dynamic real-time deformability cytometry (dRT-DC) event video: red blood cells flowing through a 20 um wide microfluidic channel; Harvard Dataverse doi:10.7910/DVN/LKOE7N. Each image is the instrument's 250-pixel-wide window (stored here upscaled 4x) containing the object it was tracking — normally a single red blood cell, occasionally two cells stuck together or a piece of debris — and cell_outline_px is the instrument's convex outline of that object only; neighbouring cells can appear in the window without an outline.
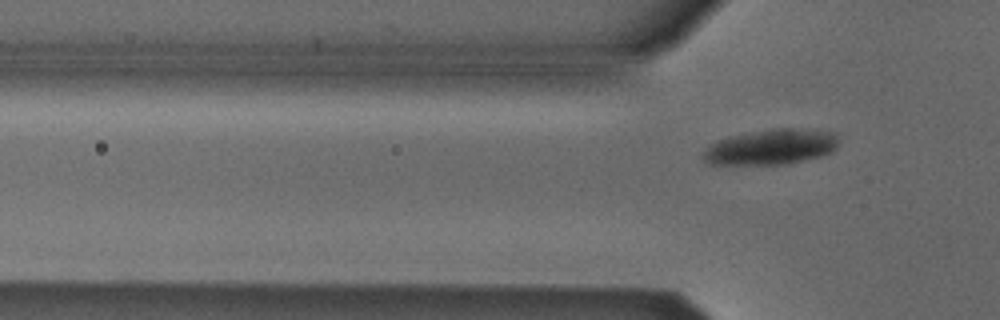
{"species": "Egyptian fruit bat (a non-hibernating species)", "species_latin": "Rousettus aegyptiacus", "temperature_condition": "cold", "stored_images_in_passage": 6, "camera_frame_rate_fps": 3000, "um_per_image_px": 0.085, "animal": {"sex": "male"}, "frame": {"image": 1, "passage_image": 6, "time_ms": 1.667, "image_size_px": [1000, 320], "cell_outline_px": [[836, 148], [832, 152], [820, 156], [788, 164], [708, 164], [700, 156], [704, 148], [708, 144], [716, 140], [728, 136], [772, 128], [808, 128], [836, 132]], "centroid_in_image_um": [65.5, 12.47], "position_along_channel_um": 60.3, "area_um2": 28.38}}